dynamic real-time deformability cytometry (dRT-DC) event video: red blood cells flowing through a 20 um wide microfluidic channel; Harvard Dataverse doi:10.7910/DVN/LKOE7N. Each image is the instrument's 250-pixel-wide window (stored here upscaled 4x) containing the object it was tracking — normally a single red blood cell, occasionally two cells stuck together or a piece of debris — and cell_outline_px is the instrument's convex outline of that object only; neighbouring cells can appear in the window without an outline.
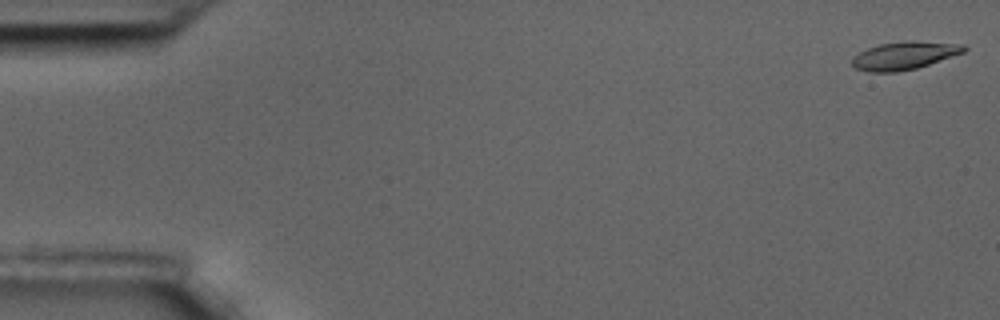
{"species": "common noctule bat (a hibernating species)", "species_latin": "Nyctalus noctula", "temperature_condition": "room temperature", "stored_images_in_passage": 58, "camera_frame_rate_fps": 3000, "um_per_image_px": 0.085, "animal": {"sex": "male", "body_mass_g": 17.5, "forearm_length_mm": 52.3}, "frame": {"image": 1, "passage_image": 1, "time_ms": 0.0, "image_size_px": [1000, 320], "cell_outline_px": [[968, 48], [964, 52], [916, 68], [896, 72], [868, 72], [856, 68], [852, 64], [852, 56], [868, 48], [880, 44], [904, 40], [912, 40], [964, 44]], "centroid_in_image_um": [76.86, 4.71], "position_along_channel_um": 8.1, "area_um2": 18.21}}
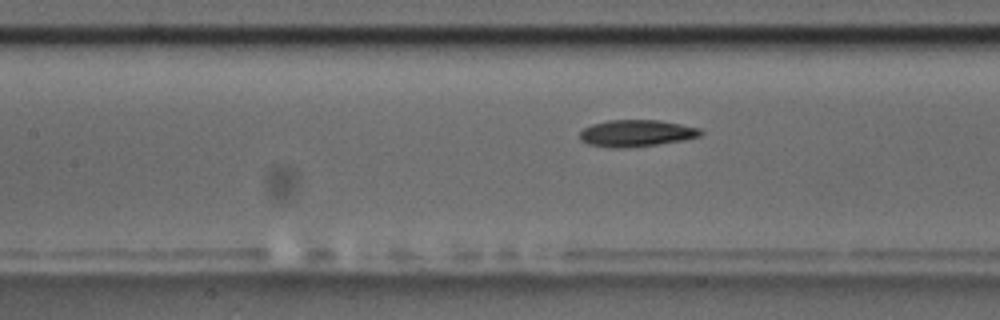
{"frame": {"image": 2, "passage_image": 26, "time_ms": 8.333, "image_size_px": [1000, 320], "cell_outline_px": [[704, 132], [700, 136], [684, 140], [628, 148], [608, 148], [588, 144], [580, 140], [580, 132], [584, 128], [592, 124], [608, 120], [660, 120], [700, 128]], "centroid_in_image_um": [54.08, 11.33], "position_along_channel_um": 153.3, "area_um2": 18.96}}
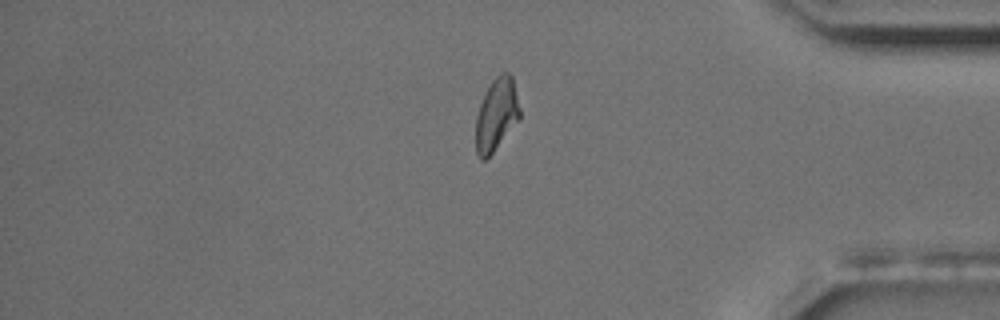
{"frame": {"image": 3, "passage_image": 49, "time_ms": 16.0, "image_size_px": [1000, 320], "cell_outline_px": [[520, 116], [492, 152], [484, 160], [480, 160], [476, 152], [476, 116], [480, 104], [492, 80], [500, 72], [508, 72], [512, 76], [520, 108]], "centroid_in_image_um": [42.18, 9.7], "position_along_channel_um": 393.0, "area_um2": 18.09}, "authors_computed_cell_mechanics": {"area_um2": 18.3515, "velocity_mm_per_s": 3.4626, "shape_relaxation_time_tau1_ms": 6.1124, "shape_relaxation_time_tau2_ms": 4.8951, "deformation_change_tau1": 0.1774, "deformation_change_tau2": 0.1187}}